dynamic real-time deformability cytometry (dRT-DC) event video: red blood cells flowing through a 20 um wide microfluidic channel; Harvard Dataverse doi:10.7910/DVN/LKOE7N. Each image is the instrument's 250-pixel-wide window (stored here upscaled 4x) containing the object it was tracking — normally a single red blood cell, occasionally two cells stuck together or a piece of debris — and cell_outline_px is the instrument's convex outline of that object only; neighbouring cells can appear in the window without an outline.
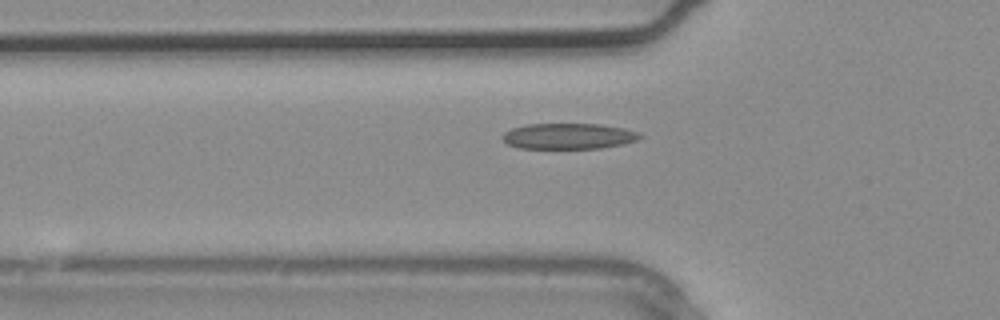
{"species": "common noctule bat (a hibernating species)", "species_latin": "Nyctalus noctula", "temperature_condition": "warm", "stored_images_in_passage": 3, "camera_frame_rate_fps": 3000, "um_per_image_px": 0.085, "animal": {"sex": "male", "body_mass_g": 20.4}, "frame": {"image": 1, "passage_image": 3, "time_ms": 0.667, "image_size_px": [1000, 320], "cell_outline_px": [[644, 136], [636, 140], [620, 144], [600, 148], [520, 148], [508, 144], [500, 136], [504, 132], [512, 128], [528, 124], [600, 124], [624, 128], [636, 132]], "centroid_in_image_um": [48.29, 11.57], "position_along_channel_um": 77.5, "area_um2": 20.46}}